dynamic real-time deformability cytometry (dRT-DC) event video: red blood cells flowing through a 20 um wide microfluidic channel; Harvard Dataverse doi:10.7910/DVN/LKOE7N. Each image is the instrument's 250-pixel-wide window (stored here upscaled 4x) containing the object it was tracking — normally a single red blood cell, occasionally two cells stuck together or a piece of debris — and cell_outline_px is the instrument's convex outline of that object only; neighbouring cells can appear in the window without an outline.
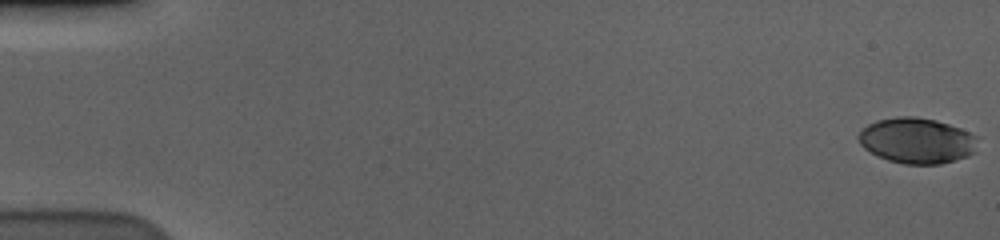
{"species": "human", "species_latin": "Homo sapiens", "temperature_condition": "cold", "stored_images_in_passage": 59, "camera_frame_rate_fps": 3000, "um_per_image_px": 0.085, "donor": {"sex": "male"}, "frame": {"image": 1, "passage_image": 1, "time_ms": 0.0, "image_size_px": [1000, 240], "cell_outline_px": [[976, 152], [968, 156], [940, 164], [904, 164], [888, 160], [876, 156], [864, 148], [860, 144], [856, 136], [868, 124], [876, 120], [896, 116], [916, 116], [936, 120], [960, 128], [976, 136]], "centroid_in_image_um": [77.9, 11.95], "position_along_channel_um": 7.1, "area_um2": 31.85}}
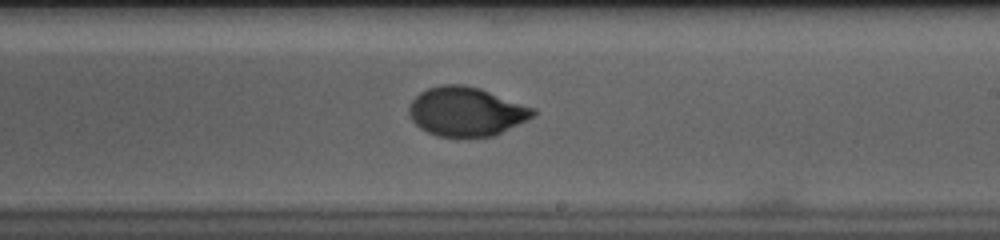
{"frame": {"image": 2, "passage_image": 36, "time_ms": 11.667, "image_size_px": [1000, 240], "cell_outline_px": [[536, 116], [492, 136], [464, 140], [436, 136], [420, 128], [412, 120], [408, 112], [408, 108], [412, 100], [420, 92], [428, 88], [440, 84], [464, 84], [480, 88], [536, 108]], "centroid_in_image_um": [39.63, 9.51], "position_along_channel_um": 249.4, "area_um2": 36.3}}
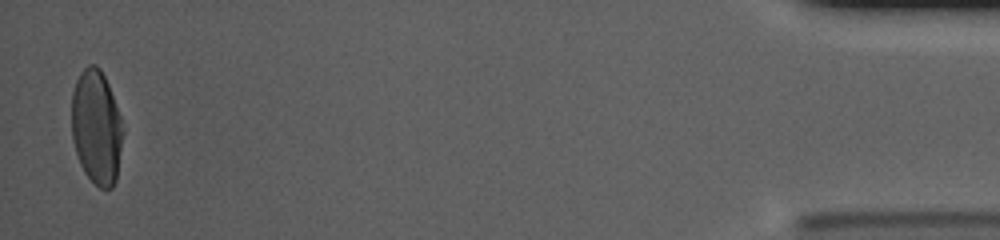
{"frame": {"image": 3, "passage_image": 58, "time_ms": 19.0, "image_size_px": [1000, 240], "cell_outline_px": [[124, 132], [116, 180], [112, 188], [100, 188], [84, 172], [80, 164], [72, 140], [72, 92], [76, 80], [80, 72], [88, 64], [96, 64], [100, 68], [108, 84], [120, 116]], "centroid_in_image_um": [8.2, 10.8], "position_along_channel_um": 427.0, "area_um2": 34.22}, "authors_computed_cell_mechanics": {"area_um2": 34.9112, "velocity_mm_per_s": 3.5855, "shape_relaxation_time_tau1_ms": 4.5721, "shape_relaxation_time_tau2_ms": null, "deformation_change_tau1": 0.1868, "deformation_change_tau2": null}}